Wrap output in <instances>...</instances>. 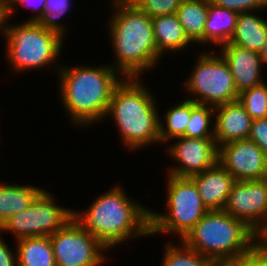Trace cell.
I'll use <instances>...</instances> for the list:
<instances>
[{
    "mask_svg": "<svg viewBox=\"0 0 267 266\" xmlns=\"http://www.w3.org/2000/svg\"><path fill=\"white\" fill-rule=\"evenodd\" d=\"M121 187L113 185L94 198L88 210H73V218L109 251L132 238L151 237L150 208L131 199Z\"/></svg>",
    "mask_w": 267,
    "mask_h": 266,
    "instance_id": "1",
    "label": "cell"
},
{
    "mask_svg": "<svg viewBox=\"0 0 267 266\" xmlns=\"http://www.w3.org/2000/svg\"><path fill=\"white\" fill-rule=\"evenodd\" d=\"M59 96L70 123L89 127L106 118L114 89L124 77L110 64L61 66Z\"/></svg>",
    "mask_w": 267,
    "mask_h": 266,
    "instance_id": "2",
    "label": "cell"
},
{
    "mask_svg": "<svg viewBox=\"0 0 267 266\" xmlns=\"http://www.w3.org/2000/svg\"><path fill=\"white\" fill-rule=\"evenodd\" d=\"M110 1L113 15L108 32L116 61L111 66L124 78H140L162 58L154 41L152 18L129 0Z\"/></svg>",
    "mask_w": 267,
    "mask_h": 266,
    "instance_id": "3",
    "label": "cell"
},
{
    "mask_svg": "<svg viewBox=\"0 0 267 266\" xmlns=\"http://www.w3.org/2000/svg\"><path fill=\"white\" fill-rule=\"evenodd\" d=\"M140 80L124 78L114 89L106 113L107 118L113 119L118 136L129 151L160 145L157 100Z\"/></svg>",
    "mask_w": 267,
    "mask_h": 266,
    "instance_id": "4",
    "label": "cell"
},
{
    "mask_svg": "<svg viewBox=\"0 0 267 266\" xmlns=\"http://www.w3.org/2000/svg\"><path fill=\"white\" fill-rule=\"evenodd\" d=\"M182 241L217 266H230L249 255L258 242L253 230L224 210L208 211Z\"/></svg>",
    "mask_w": 267,
    "mask_h": 266,
    "instance_id": "5",
    "label": "cell"
},
{
    "mask_svg": "<svg viewBox=\"0 0 267 266\" xmlns=\"http://www.w3.org/2000/svg\"><path fill=\"white\" fill-rule=\"evenodd\" d=\"M2 37L6 38L5 58L12 64L10 67L13 71L20 73L42 67L51 70L54 67L59 72L61 64L57 57L63 50L64 40L58 33L44 28L38 22L25 21L12 25L6 21Z\"/></svg>",
    "mask_w": 267,
    "mask_h": 266,
    "instance_id": "6",
    "label": "cell"
},
{
    "mask_svg": "<svg viewBox=\"0 0 267 266\" xmlns=\"http://www.w3.org/2000/svg\"><path fill=\"white\" fill-rule=\"evenodd\" d=\"M166 181V213L150 210L151 236L174 233L182 240L209 210L191 177L167 174Z\"/></svg>",
    "mask_w": 267,
    "mask_h": 266,
    "instance_id": "7",
    "label": "cell"
},
{
    "mask_svg": "<svg viewBox=\"0 0 267 266\" xmlns=\"http://www.w3.org/2000/svg\"><path fill=\"white\" fill-rule=\"evenodd\" d=\"M195 62L194 69L182 84L190 93L185 98L213 107L238 100L230 67L218 51L215 55L203 50Z\"/></svg>",
    "mask_w": 267,
    "mask_h": 266,
    "instance_id": "8",
    "label": "cell"
},
{
    "mask_svg": "<svg viewBox=\"0 0 267 266\" xmlns=\"http://www.w3.org/2000/svg\"><path fill=\"white\" fill-rule=\"evenodd\" d=\"M48 190H42L23 211L10 216L0 225V234L10 231L15 240L24 237L50 236L61 229L72 217L73 210L57 204Z\"/></svg>",
    "mask_w": 267,
    "mask_h": 266,
    "instance_id": "9",
    "label": "cell"
},
{
    "mask_svg": "<svg viewBox=\"0 0 267 266\" xmlns=\"http://www.w3.org/2000/svg\"><path fill=\"white\" fill-rule=\"evenodd\" d=\"M49 237L56 266H102L106 262L104 253L109 250L73 217Z\"/></svg>",
    "mask_w": 267,
    "mask_h": 266,
    "instance_id": "10",
    "label": "cell"
},
{
    "mask_svg": "<svg viewBox=\"0 0 267 266\" xmlns=\"http://www.w3.org/2000/svg\"><path fill=\"white\" fill-rule=\"evenodd\" d=\"M223 210L257 233L267 220V178L236 180Z\"/></svg>",
    "mask_w": 267,
    "mask_h": 266,
    "instance_id": "11",
    "label": "cell"
},
{
    "mask_svg": "<svg viewBox=\"0 0 267 266\" xmlns=\"http://www.w3.org/2000/svg\"><path fill=\"white\" fill-rule=\"evenodd\" d=\"M178 139V140H177ZM167 144V152L176 165L167 169L168 175L191 177L218 163L219 147L215 139L179 137Z\"/></svg>",
    "mask_w": 267,
    "mask_h": 266,
    "instance_id": "12",
    "label": "cell"
},
{
    "mask_svg": "<svg viewBox=\"0 0 267 266\" xmlns=\"http://www.w3.org/2000/svg\"><path fill=\"white\" fill-rule=\"evenodd\" d=\"M218 162L235 180L267 178V155L250 139L219 146Z\"/></svg>",
    "mask_w": 267,
    "mask_h": 266,
    "instance_id": "13",
    "label": "cell"
},
{
    "mask_svg": "<svg viewBox=\"0 0 267 266\" xmlns=\"http://www.w3.org/2000/svg\"><path fill=\"white\" fill-rule=\"evenodd\" d=\"M219 49L218 53L230 67L238 93L264 83L263 75L260 74L265 66L259 53L232 43H225Z\"/></svg>",
    "mask_w": 267,
    "mask_h": 266,
    "instance_id": "14",
    "label": "cell"
},
{
    "mask_svg": "<svg viewBox=\"0 0 267 266\" xmlns=\"http://www.w3.org/2000/svg\"><path fill=\"white\" fill-rule=\"evenodd\" d=\"M214 109V139L218 147L234 140L248 139L253 119L238 100Z\"/></svg>",
    "mask_w": 267,
    "mask_h": 266,
    "instance_id": "15",
    "label": "cell"
},
{
    "mask_svg": "<svg viewBox=\"0 0 267 266\" xmlns=\"http://www.w3.org/2000/svg\"><path fill=\"white\" fill-rule=\"evenodd\" d=\"M191 178L209 211L224 209L236 180L219 162L202 173L192 175Z\"/></svg>",
    "mask_w": 267,
    "mask_h": 266,
    "instance_id": "16",
    "label": "cell"
},
{
    "mask_svg": "<svg viewBox=\"0 0 267 266\" xmlns=\"http://www.w3.org/2000/svg\"><path fill=\"white\" fill-rule=\"evenodd\" d=\"M153 35L158 53L184 51L192 43L186 36L176 14L152 18ZM184 49V50H183Z\"/></svg>",
    "mask_w": 267,
    "mask_h": 266,
    "instance_id": "17",
    "label": "cell"
},
{
    "mask_svg": "<svg viewBox=\"0 0 267 266\" xmlns=\"http://www.w3.org/2000/svg\"><path fill=\"white\" fill-rule=\"evenodd\" d=\"M256 13L257 11L239 13L234 34L228 43L257 53L261 51L267 38V20Z\"/></svg>",
    "mask_w": 267,
    "mask_h": 266,
    "instance_id": "18",
    "label": "cell"
},
{
    "mask_svg": "<svg viewBox=\"0 0 267 266\" xmlns=\"http://www.w3.org/2000/svg\"><path fill=\"white\" fill-rule=\"evenodd\" d=\"M239 13L219 7L209 0L208 16L204 28V45L221 46L234 34Z\"/></svg>",
    "mask_w": 267,
    "mask_h": 266,
    "instance_id": "19",
    "label": "cell"
},
{
    "mask_svg": "<svg viewBox=\"0 0 267 266\" xmlns=\"http://www.w3.org/2000/svg\"><path fill=\"white\" fill-rule=\"evenodd\" d=\"M15 241L17 266H56L49 236L24 237Z\"/></svg>",
    "mask_w": 267,
    "mask_h": 266,
    "instance_id": "20",
    "label": "cell"
},
{
    "mask_svg": "<svg viewBox=\"0 0 267 266\" xmlns=\"http://www.w3.org/2000/svg\"><path fill=\"white\" fill-rule=\"evenodd\" d=\"M209 0H182L176 11L184 32L192 43L204 46V28Z\"/></svg>",
    "mask_w": 267,
    "mask_h": 266,
    "instance_id": "21",
    "label": "cell"
},
{
    "mask_svg": "<svg viewBox=\"0 0 267 266\" xmlns=\"http://www.w3.org/2000/svg\"><path fill=\"white\" fill-rule=\"evenodd\" d=\"M1 182V181H0ZM44 188L0 183V225L10 216L25 210Z\"/></svg>",
    "mask_w": 267,
    "mask_h": 266,
    "instance_id": "22",
    "label": "cell"
},
{
    "mask_svg": "<svg viewBox=\"0 0 267 266\" xmlns=\"http://www.w3.org/2000/svg\"><path fill=\"white\" fill-rule=\"evenodd\" d=\"M165 112L166 114H163L165 120L159 116L158 122L160 145L162 143L167 145L169 141L171 143V140L184 136L191 117V99H183Z\"/></svg>",
    "mask_w": 267,
    "mask_h": 266,
    "instance_id": "23",
    "label": "cell"
},
{
    "mask_svg": "<svg viewBox=\"0 0 267 266\" xmlns=\"http://www.w3.org/2000/svg\"><path fill=\"white\" fill-rule=\"evenodd\" d=\"M212 119H215L213 106L198 104L191 100V117L183 137L214 139V122Z\"/></svg>",
    "mask_w": 267,
    "mask_h": 266,
    "instance_id": "24",
    "label": "cell"
},
{
    "mask_svg": "<svg viewBox=\"0 0 267 266\" xmlns=\"http://www.w3.org/2000/svg\"><path fill=\"white\" fill-rule=\"evenodd\" d=\"M180 241V246L175 242L166 244L161 266H217L211 259Z\"/></svg>",
    "mask_w": 267,
    "mask_h": 266,
    "instance_id": "25",
    "label": "cell"
},
{
    "mask_svg": "<svg viewBox=\"0 0 267 266\" xmlns=\"http://www.w3.org/2000/svg\"><path fill=\"white\" fill-rule=\"evenodd\" d=\"M238 101L252 119L267 118V82L242 91Z\"/></svg>",
    "mask_w": 267,
    "mask_h": 266,
    "instance_id": "26",
    "label": "cell"
},
{
    "mask_svg": "<svg viewBox=\"0 0 267 266\" xmlns=\"http://www.w3.org/2000/svg\"><path fill=\"white\" fill-rule=\"evenodd\" d=\"M71 4V0H46L43 17L38 23L44 28L58 33L64 39L67 27L59 21L71 9Z\"/></svg>",
    "mask_w": 267,
    "mask_h": 266,
    "instance_id": "27",
    "label": "cell"
},
{
    "mask_svg": "<svg viewBox=\"0 0 267 266\" xmlns=\"http://www.w3.org/2000/svg\"><path fill=\"white\" fill-rule=\"evenodd\" d=\"M149 17L176 14L182 0H129Z\"/></svg>",
    "mask_w": 267,
    "mask_h": 266,
    "instance_id": "28",
    "label": "cell"
},
{
    "mask_svg": "<svg viewBox=\"0 0 267 266\" xmlns=\"http://www.w3.org/2000/svg\"><path fill=\"white\" fill-rule=\"evenodd\" d=\"M213 4L237 13L262 11L267 9V0H210ZM262 9V10H261Z\"/></svg>",
    "mask_w": 267,
    "mask_h": 266,
    "instance_id": "29",
    "label": "cell"
},
{
    "mask_svg": "<svg viewBox=\"0 0 267 266\" xmlns=\"http://www.w3.org/2000/svg\"><path fill=\"white\" fill-rule=\"evenodd\" d=\"M45 1L46 0H13L8 6H7V16L8 19L11 16H14L16 10H18L17 6H23V8H30L32 7V10L35 12L26 22H39V20L43 17V11L45 8ZM16 6V7H15Z\"/></svg>",
    "mask_w": 267,
    "mask_h": 266,
    "instance_id": "30",
    "label": "cell"
},
{
    "mask_svg": "<svg viewBox=\"0 0 267 266\" xmlns=\"http://www.w3.org/2000/svg\"><path fill=\"white\" fill-rule=\"evenodd\" d=\"M248 139L255 142L267 155V118L252 120Z\"/></svg>",
    "mask_w": 267,
    "mask_h": 266,
    "instance_id": "31",
    "label": "cell"
},
{
    "mask_svg": "<svg viewBox=\"0 0 267 266\" xmlns=\"http://www.w3.org/2000/svg\"><path fill=\"white\" fill-rule=\"evenodd\" d=\"M0 234V266H17L16 251L11 249Z\"/></svg>",
    "mask_w": 267,
    "mask_h": 266,
    "instance_id": "32",
    "label": "cell"
},
{
    "mask_svg": "<svg viewBox=\"0 0 267 266\" xmlns=\"http://www.w3.org/2000/svg\"><path fill=\"white\" fill-rule=\"evenodd\" d=\"M230 266H267V263L253 251L249 255L233 262Z\"/></svg>",
    "mask_w": 267,
    "mask_h": 266,
    "instance_id": "33",
    "label": "cell"
},
{
    "mask_svg": "<svg viewBox=\"0 0 267 266\" xmlns=\"http://www.w3.org/2000/svg\"><path fill=\"white\" fill-rule=\"evenodd\" d=\"M7 16V5L0 4V34L5 32L6 21H8Z\"/></svg>",
    "mask_w": 267,
    "mask_h": 266,
    "instance_id": "34",
    "label": "cell"
},
{
    "mask_svg": "<svg viewBox=\"0 0 267 266\" xmlns=\"http://www.w3.org/2000/svg\"><path fill=\"white\" fill-rule=\"evenodd\" d=\"M254 251L267 263V246L263 242H257Z\"/></svg>",
    "mask_w": 267,
    "mask_h": 266,
    "instance_id": "35",
    "label": "cell"
},
{
    "mask_svg": "<svg viewBox=\"0 0 267 266\" xmlns=\"http://www.w3.org/2000/svg\"><path fill=\"white\" fill-rule=\"evenodd\" d=\"M257 241L265 242L267 240V220L264 226L256 233Z\"/></svg>",
    "mask_w": 267,
    "mask_h": 266,
    "instance_id": "36",
    "label": "cell"
},
{
    "mask_svg": "<svg viewBox=\"0 0 267 266\" xmlns=\"http://www.w3.org/2000/svg\"><path fill=\"white\" fill-rule=\"evenodd\" d=\"M261 57L262 64L265 66L267 65V38L264 46L262 47L261 51L259 52Z\"/></svg>",
    "mask_w": 267,
    "mask_h": 266,
    "instance_id": "37",
    "label": "cell"
},
{
    "mask_svg": "<svg viewBox=\"0 0 267 266\" xmlns=\"http://www.w3.org/2000/svg\"><path fill=\"white\" fill-rule=\"evenodd\" d=\"M7 6L13 1V0H2Z\"/></svg>",
    "mask_w": 267,
    "mask_h": 266,
    "instance_id": "38",
    "label": "cell"
}]
</instances>
